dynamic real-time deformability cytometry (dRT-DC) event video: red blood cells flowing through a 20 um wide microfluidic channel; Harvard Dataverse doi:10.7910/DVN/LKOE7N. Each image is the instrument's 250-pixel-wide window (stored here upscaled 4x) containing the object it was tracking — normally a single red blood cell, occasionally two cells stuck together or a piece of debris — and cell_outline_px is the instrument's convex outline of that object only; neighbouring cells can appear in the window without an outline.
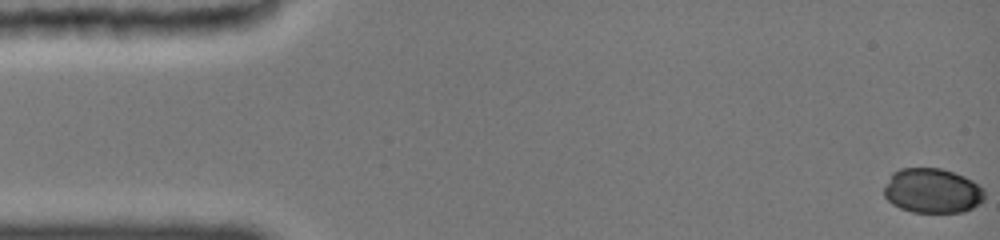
{"species": "common noctule bat (a hibernating species)", "species_latin": "Nyctalus noctula", "temperature_condition": "cold", "stored_images_in_passage": 24, "camera_frame_rate_fps": 3000, "um_per_image_px": 0.085, "animal": {"sex": "female", "body_mass_g": 19.0, "forearm_length_mm": 51.5}, "frame": {"image": 1, "passage_image": 1, "time_ms": 0.0, "image_size_px": [1000, 240], "cell_outline_px": [[984, 200], [980, 204], [964, 212], [912, 212], [900, 208], [892, 204], [884, 196], [884, 188], [892, 172], [900, 168], [940, 168], [964, 176], [972, 180], [984, 188]], "centroid_in_image_um": [79.26, 16.22], "position_along_channel_um": 5.7, "area_um2": 26.36}}
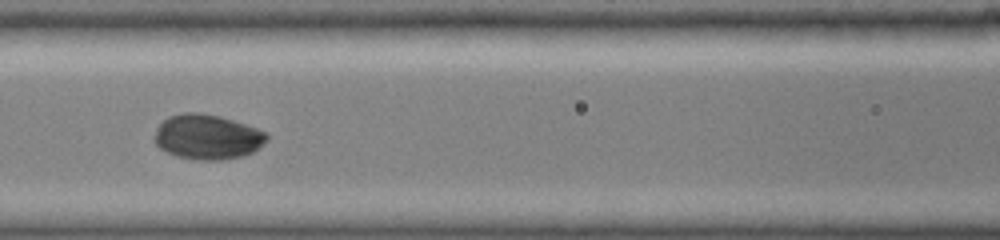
{"frame": {"image": 2, "passage_image": 14, "time_ms": 7.0, "image_size_px": [1000, 240], "cell_outline_px": [[268, 140], [260, 148], [244, 156], [228, 160], [196, 160], [176, 156], [160, 148], [156, 144], [156, 132], [160, 124], [168, 116], [184, 112], [196, 112], [216, 116], [232, 120], [256, 128], [264, 132], [268, 136]], "centroid_in_image_um": [17.65, 11.66], "position_along_channel_um": 148.9, "area_um2": 29.25}}
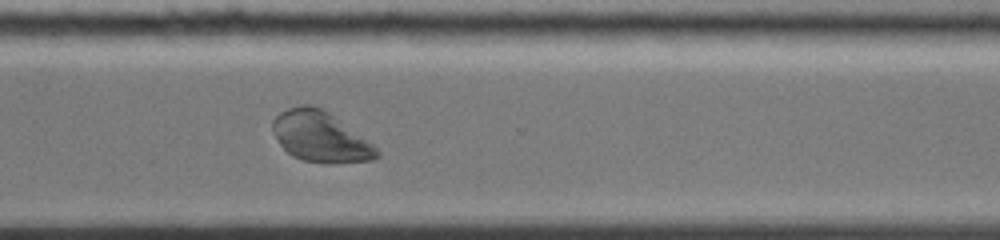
{"frame": {"image": 3, "passage_image": 24, "time_ms": 12.0, "image_size_px": [1000, 240], "cell_outline_px": [[380, 156], [372, 160], [332, 164], [324, 164], [304, 160], [292, 156], [280, 144], [272, 128], [272, 120], [280, 112], [288, 108], [304, 104], [312, 104], [328, 112], [372, 144], [380, 152]], "centroid_in_image_um": [27.22, 11.64], "position_along_channel_um": 343.4, "area_um2": 30.35}}